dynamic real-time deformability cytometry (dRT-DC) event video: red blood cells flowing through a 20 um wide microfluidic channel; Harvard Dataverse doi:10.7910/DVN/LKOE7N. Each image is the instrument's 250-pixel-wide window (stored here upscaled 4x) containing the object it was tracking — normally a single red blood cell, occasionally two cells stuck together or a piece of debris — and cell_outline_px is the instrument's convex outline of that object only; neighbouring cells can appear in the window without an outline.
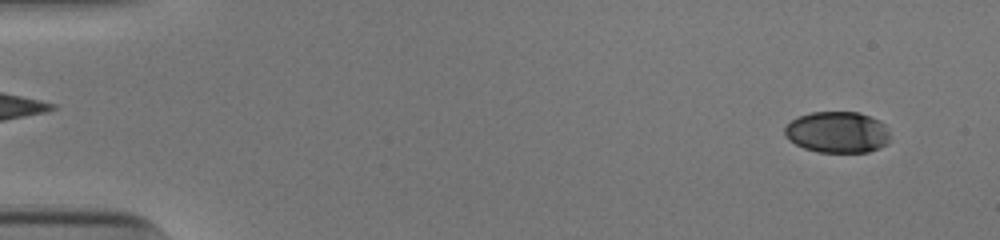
{"species": "human", "species_latin": "Homo sapiens", "temperature_condition": "cold", "stored_images_in_passage": 53, "camera_frame_rate_fps": 3000, "um_per_image_px": 0.085, "donor": {"sex": "male"}, "frame": {"image": 1, "passage_image": 4, "time_ms": 1.0, "image_size_px": [1000, 240], "cell_outline_px": [[888, 144], [880, 148], [868, 152], [816, 152], [804, 148], [788, 140], [784, 132], [784, 128], [792, 120], [800, 116], [812, 112], [860, 112], [880, 120], [884, 124], [888, 132]], "centroid_in_image_um": [71.19, 11.24], "position_along_channel_um": 13.8, "area_um2": 25.43}}
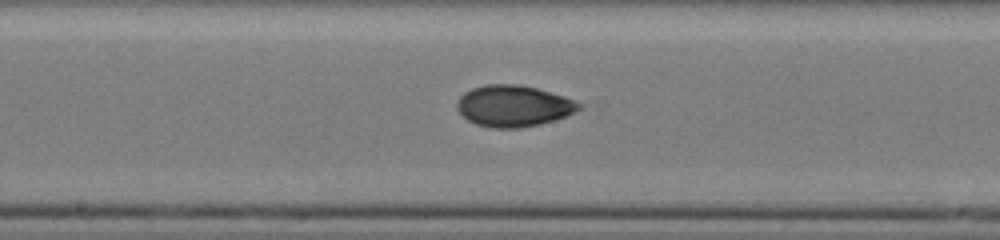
{"frame": {"image": 2, "passage_image": 29, "time_ms": 9.333, "image_size_px": [1000, 240], "cell_outline_px": [[580, 108], [564, 116], [540, 124], [520, 128], [492, 128], [476, 124], [468, 120], [456, 108], [456, 100], [464, 92], [472, 88], [484, 84], [516, 84], [536, 88], [564, 96], [580, 104]], "centroid_in_image_um": [43.57, 9.0], "position_along_channel_um": 204.6, "area_um2": 29.13}}
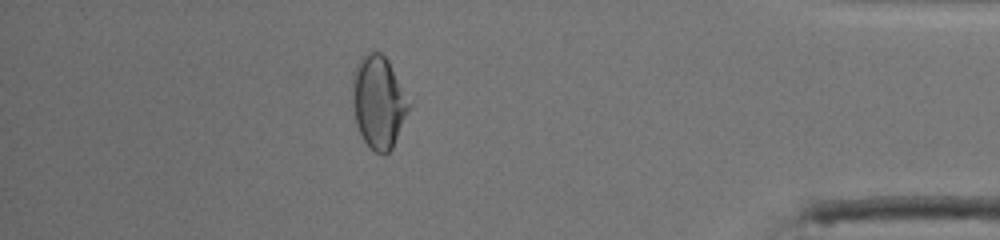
{"frame": {"image": 3, "passage_image": 47, "time_ms": 15.333, "image_size_px": [1000, 240], "cell_outline_px": [[412, 104], [392, 148], [384, 156], [376, 152], [364, 140], [356, 124], [352, 100], [352, 72], [360, 56], [364, 52], [380, 52], [388, 60]], "centroid_in_image_um": [32.17, 8.63], "position_along_channel_um": 403.0, "area_um2": 30.69}, "authors_computed_cell_mechanics": {"area_um2": 28.6688, "velocity_mm_per_s": 3.9316, "shape_relaxation_time_tau1_ms": 4.417, "shape_relaxation_time_tau2_ms": 2.2834, "deformation_change_tau1": 0.1347, "deformation_change_tau2": 0.0505}}